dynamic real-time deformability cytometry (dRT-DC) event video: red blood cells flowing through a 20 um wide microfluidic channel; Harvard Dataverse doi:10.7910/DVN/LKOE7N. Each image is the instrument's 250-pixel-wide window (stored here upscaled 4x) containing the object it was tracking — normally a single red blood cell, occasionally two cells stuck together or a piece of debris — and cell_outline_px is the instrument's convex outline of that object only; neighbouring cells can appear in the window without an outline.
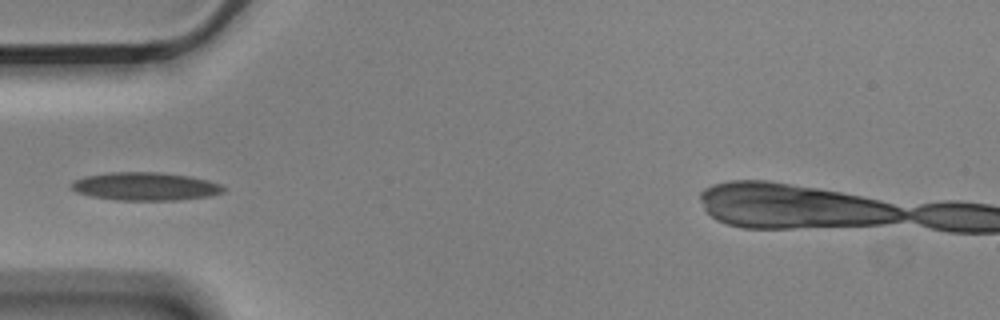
{"species": "Egyptian fruit bat (a non-hibernating species)", "species_latin": "Rousettus aegyptiacus", "temperature_condition": "cold", "stored_images_in_passage": 1, "camera_frame_rate_fps": 3000, "um_per_image_px": 0.085, "animal": {"sex": "male"}, "frame": {"image": 1, "passage_image": 1, "time_ms": 0.0, "image_size_px": [1000, 320], "cell_outline_px": [[224, 192], [208, 196], [176, 200], [116, 200], [92, 196], [76, 192], [72, 188], [72, 184], [76, 180], [84, 176], [108, 172], [160, 172], [188, 176], [208, 180], [220, 184], [224, 188]], "centroid_in_image_um": [12.35, 15.84], "position_along_channel_um": 72.7, "area_um2": 24.74}}